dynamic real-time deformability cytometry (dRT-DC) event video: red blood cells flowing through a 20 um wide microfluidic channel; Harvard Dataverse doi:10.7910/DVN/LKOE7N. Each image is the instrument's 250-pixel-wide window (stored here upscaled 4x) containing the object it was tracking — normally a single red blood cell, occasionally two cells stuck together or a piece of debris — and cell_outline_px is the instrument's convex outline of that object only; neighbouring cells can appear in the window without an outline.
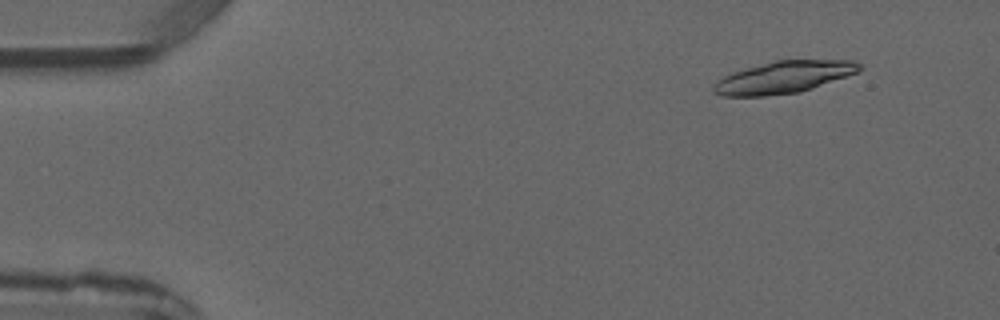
{"species": "common noctule bat (a hibernating species)", "species_latin": "Nyctalus noctula", "temperature_condition": "warm", "stored_images_in_passage": 4, "camera_frame_rate_fps": 3000, "um_per_image_px": 0.085, "animal": {"sex": "male", "forearm_length_mm": 52.5}, "frame": {"image": 1, "passage_image": 2, "time_ms": 1.0, "image_size_px": [1000, 320], "cell_outline_px": [[864, 68], [856, 72], [800, 92], [764, 96], [720, 96], [712, 92], [712, 88], [724, 76], [732, 72], [776, 60], [852, 60], [860, 64]], "centroid_in_image_um": [66.59, 6.56], "position_along_channel_um": 18.4, "area_um2": 26.82}}